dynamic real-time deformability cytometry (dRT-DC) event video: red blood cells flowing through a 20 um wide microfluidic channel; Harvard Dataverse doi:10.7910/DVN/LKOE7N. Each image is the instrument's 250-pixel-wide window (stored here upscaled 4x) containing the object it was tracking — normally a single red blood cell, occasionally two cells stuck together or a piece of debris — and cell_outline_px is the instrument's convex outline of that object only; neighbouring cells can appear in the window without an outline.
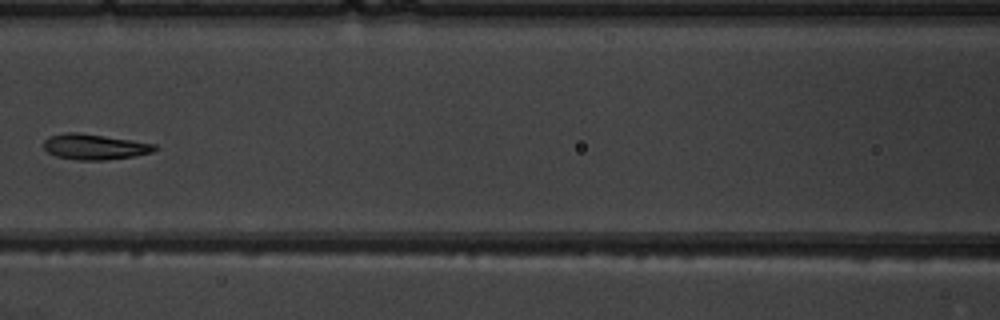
{"species": "common noctule bat (a hibernating species)", "species_latin": "Nyctalus noctula", "temperature_condition": "warm", "stored_images_in_passage": 8, "camera_frame_rate_fps": 3000, "um_per_image_px": 0.085, "animal": {"sex": "male", "body_mass_g": 19.5, "forearm_length_mm": 54.6}, "frame": {"image": 1, "passage_image": 8, "time_ms": 8.333, "image_size_px": [1000, 320], "cell_outline_px": [[160, 148], [152, 152], [132, 156], [104, 160], [76, 160], [56, 156], [48, 152], [44, 148], [44, 140], [48, 136], [64, 132], [80, 132], [156, 144]], "centroid_in_image_um": [8.02, 12.47], "position_along_channel_um": 158.6, "area_um2": 16.59}}